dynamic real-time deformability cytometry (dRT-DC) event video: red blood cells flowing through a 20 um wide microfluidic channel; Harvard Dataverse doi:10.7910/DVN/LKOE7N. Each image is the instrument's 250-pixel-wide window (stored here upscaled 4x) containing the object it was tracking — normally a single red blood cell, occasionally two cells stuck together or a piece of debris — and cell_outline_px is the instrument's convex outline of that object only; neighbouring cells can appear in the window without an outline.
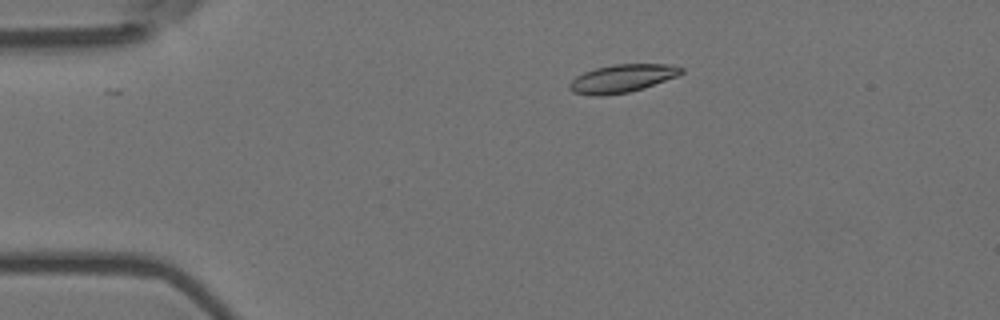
{"species": "Egyptian fruit bat (a non-hibernating species)", "species_latin": "Rousettus aegyptiacus", "temperature_condition": "room temperature", "stored_images_in_passage": 8, "camera_frame_rate_fps": 3000, "um_per_image_px": 0.085, "animal": {"sex": "female"}, "frame": {"image": 1, "passage_image": 4, "time_ms": 1.0, "image_size_px": [1000, 320], "cell_outline_px": [[684, 72], [676, 76], [628, 92], [600, 96], [592, 96], [572, 92], [568, 88], [568, 84], [576, 76], [584, 72], [596, 68], [612, 64], [672, 64], [684, 68]], "centroid_in_image_um": [52.83, 6.66], "position_along_channel_um": 32.2, "area_um2": 18.09}}
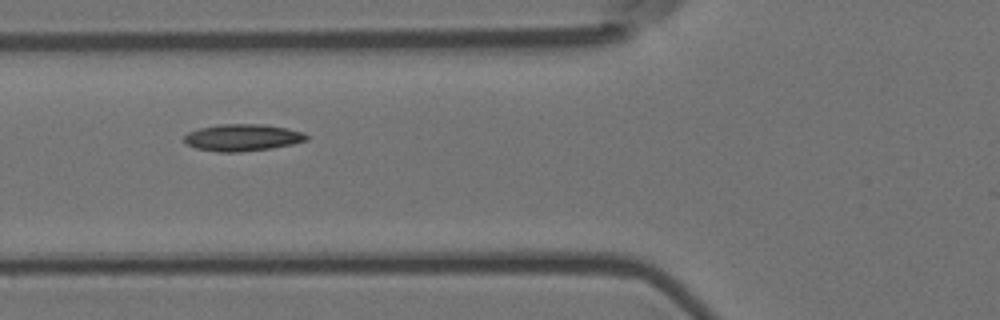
{"frame": {"image": 2, "passage_image": 7, "time_ms": 2.0, "image_size_px": [1000, 320], "cell_outline_px": [[308, 140], [292, 144], [272, 148], [240, 152], [216, 152], [196, 148], [188, 144], [184, 140], [184, 136], [188, 132], [200, 128], [220, 124], [264, 124], [288, 128], [304, 132], [308, 136]], "centroid_in_image_um": [20.64, 11.69], "position_along_channel_um": 105.2, "area_um2": 19.25}}
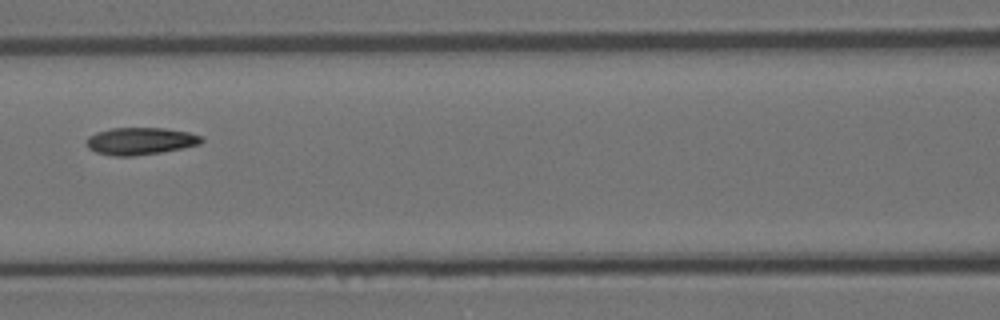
{"frame": {"image": 3, "passage_image": 8, "time_ms": 2.333, "image_size_px": [1000, 320], "cell_outline_px": [[204, 140], [200, 144], [184, 148], [160, 152], [132, 156], [112, 156], [96, 152], [88, 148], [84, 144], [88, 136], [96, 132], [112, 128], [164, 128], [188, 132], [200, 136]], "centroid_in_image_um": [11.89, 11.99], "position_along_channel_um": 154.7, "area_um2": 18.32}}